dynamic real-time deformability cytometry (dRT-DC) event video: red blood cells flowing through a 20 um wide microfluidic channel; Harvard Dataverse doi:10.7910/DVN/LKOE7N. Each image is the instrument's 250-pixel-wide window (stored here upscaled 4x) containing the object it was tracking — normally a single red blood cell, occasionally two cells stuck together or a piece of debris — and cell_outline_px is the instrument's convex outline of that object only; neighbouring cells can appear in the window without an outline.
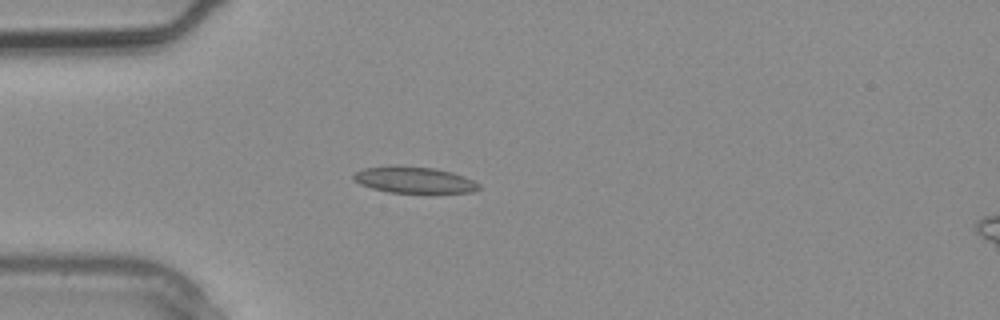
{"species": "common noctule bat (a hibernating species)", "species_latin": "Nyctalus noctula", "temperature_condition": "warm", "stored_images_in_passage": 3, "camera_frame_rate_fps": 3000, "um_per_image_px": 0.085, "animal": {"sex": "male", "body_mass_g": 20.4}, "frame": {"image": 1, "passage_image": 2, "time_ms": 0.333, "image_size_px": [1000, 320], "cell_outline_px": [[480, 188], [476, 192], [388, 192], [372, 188], [360, 184], [352, 176], [356, 172], [364, 168], [388, 164], [396, 164], [432, 168], [452, 172], [464, 176], [480, 184]], "centroid_in_image_um": [35.18, 15.26], "position_along_channel_um": 49.8, "area_um2": 19.31}}